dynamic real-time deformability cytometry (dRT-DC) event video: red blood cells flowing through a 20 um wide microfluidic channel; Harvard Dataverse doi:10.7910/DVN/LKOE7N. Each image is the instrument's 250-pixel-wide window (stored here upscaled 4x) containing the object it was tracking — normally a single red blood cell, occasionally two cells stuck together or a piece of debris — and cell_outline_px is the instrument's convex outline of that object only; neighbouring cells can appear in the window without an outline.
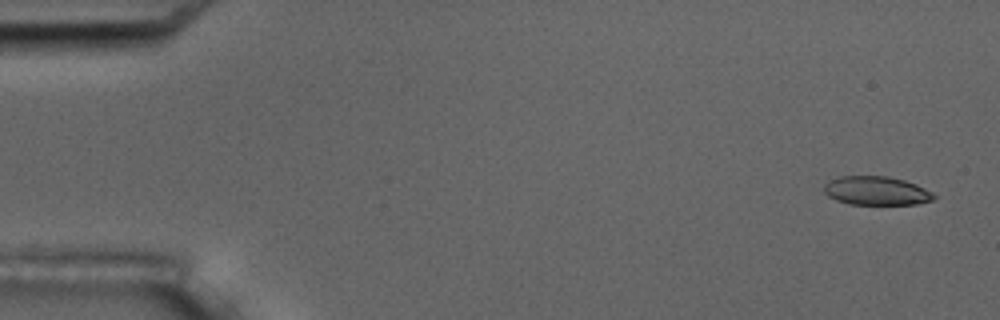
{"species": "common noctule bat (a hibernating species)", "species_latin": "Nyctalus noctula", "temperature_condition": "room temperature", "stored_images_in_passage": 4, "camera_frame_rate_fps": 3000, "um_per_image_px": 0.085, "animal": {"sex": "male", "body_mass_g": 17.5, "forearm_length_mm": 52.3}, "frame": {"image": 1, "passage_image": 1, "time_ms": 0.0, "image_size_px": [1000, 320], "cell_outline_px": [[936, 196], [932, 200], [916, 204], [848, 204], [836, 200], [828, 196], [824, 192], [824, 184], [840, 176], [888, 176], [904, 180], [916, 184], [932, 192]], "centroid_in_image_um": [74.48, 16.21], "position_along_channel_um": 10.5, "area_um2": 18.32}}
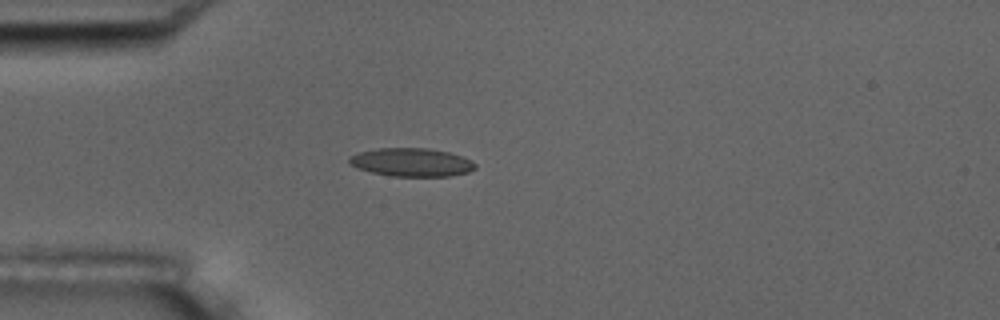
{"frame": {"image": 2, "passage_image": 4, "time_ms": 4.333, "image_size_px": [1000, 320], "cell_outline_px": [[476, 168], [468, 172], [452, 176], [392, 176], [372, 172], [360, 168], [352, 164], [348, 160], [348, 156], [356, 152], [376, 148], [428, 148], [448, 152], [460, 156], [476, 164]], "centroid_in_image_um": [34.96, 13.78], "position_along_channel_um": 50.0, "area_um2": 20.69}}